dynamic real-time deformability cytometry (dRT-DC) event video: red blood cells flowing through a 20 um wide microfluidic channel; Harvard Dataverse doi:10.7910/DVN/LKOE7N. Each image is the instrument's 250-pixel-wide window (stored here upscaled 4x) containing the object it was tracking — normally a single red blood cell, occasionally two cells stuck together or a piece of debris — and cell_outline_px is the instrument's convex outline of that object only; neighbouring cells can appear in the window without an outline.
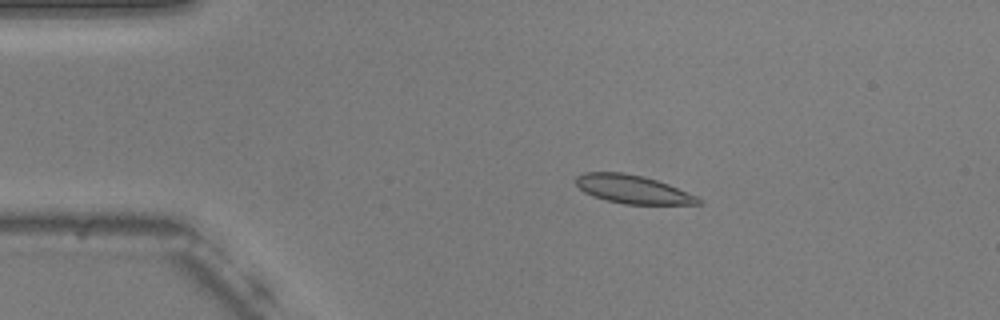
{"species": "common noctule bat (a hibernating species)", "species_latin": "Nyctalus noctula", "temperature_condition": "warm", "stored_images_in_passage": 19, "camera_frame_rate_fps": 3000, "um_per_image_px": 0.085, "animal": {"sex": "male", "body_mass_g": 20.5, "forearm_length_mm": 52.5}, "frame": {"image": 1, "passage_image": 10, "time_ms": 3.0, "image_size_px": [1000, 320], "cell_outline_px": [[704, 200], [700, 204], [624, 204], [592, 196], [584, 192], [576, 184], [576, 176], [584, 172], [624, 172], [644, 176], [668, 184], [696, 196]], "centroid_in_image_um": [53.77, 16.08], "position_along_channel_um": 31.2, "area_um2": 20.17}}
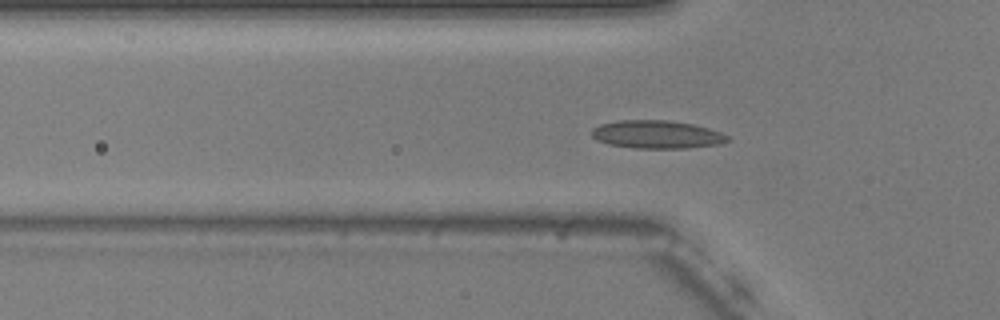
{"frame": {"image": 2, "passage_image": 17, "time_ms": 5.333, "image_size_px": [1000, 320], "cell_outline_px": [[732, 140], [720, 144], [688, 148], [636, 148], [608, 144], [596, 140], [592, 136], [592, 128], [600, 124], [620, 120], [668, 120], [692, 124], [708, 128], [720, 132], [728, 136]], "centroid_in_image_um": [55.84, 11.43], "position_along_channel_um": 70.0, "area_um2": 22.25}}